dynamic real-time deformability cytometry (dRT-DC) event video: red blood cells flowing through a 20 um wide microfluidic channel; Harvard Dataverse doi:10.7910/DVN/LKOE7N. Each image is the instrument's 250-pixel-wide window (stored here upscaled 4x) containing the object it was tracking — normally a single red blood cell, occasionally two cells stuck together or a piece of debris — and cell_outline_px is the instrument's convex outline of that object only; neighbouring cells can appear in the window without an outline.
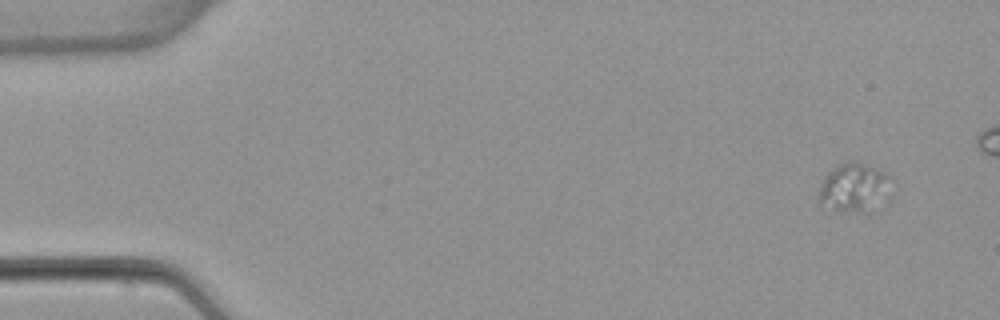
{"species": "common noctule bat (a hibernating species)", "species_latin": "Nyctalus noctula", "temperature_condition": "warm", "stored_images_in_passage": 6, "segment_of_instrument_passage": [1, 2], "camera_frame_rate_fps": 3000, "um_per_image_px": 0.085, "animal": {"sex": "female", "body_mass_g": 22.7, "forearm_length_mm": 54.2}, "frame": {"image": 1, "passage_image": 1, "time_ms": 0.0, "image_size_px": [1000, 320], "cell_outline_px": [[892, 176], [884, 188], [860, 212], [832, 208], [820, 204], [820, 184], [824, 176], [832, 168], [848, 160], [852, 160], [864, 164]], "centroid_in_image_um": [72.4, 15.82], "position_along_channel_um": 12.6, "area_um2": 18.38}}